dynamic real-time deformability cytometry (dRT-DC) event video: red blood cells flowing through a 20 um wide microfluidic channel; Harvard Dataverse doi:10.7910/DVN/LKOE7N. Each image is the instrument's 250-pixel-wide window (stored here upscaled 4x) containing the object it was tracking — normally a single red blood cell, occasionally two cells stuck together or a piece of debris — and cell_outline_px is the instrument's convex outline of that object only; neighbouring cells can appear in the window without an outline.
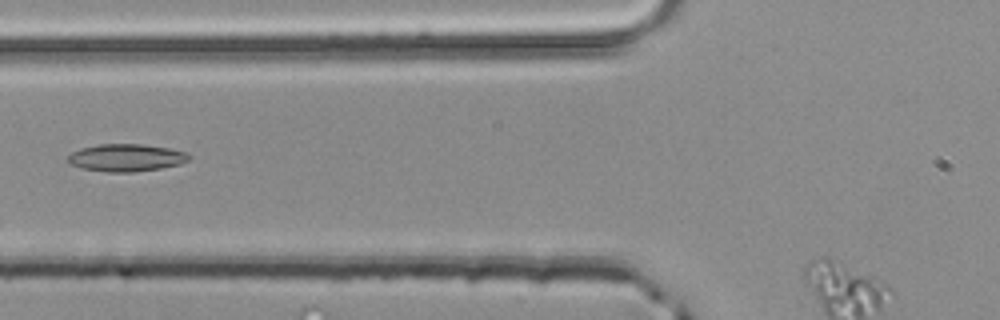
{"species": "common noctule bat (a hibernating species)", "species_latin": "Nyctalus noctula", "temperature_condition": "room temperature", "stored_images_in_passage": 5, "segment_of_instrument_passage": [1, 2], "camera_frame_rate_fps": 3000, "um_per_image_px": 0.085, "animal": {"sex": "male", "body_mass_g": 20.4}, "frame": {"image": 1, "passage_image": 4, "time_ms": 1.0, "image_size_px": [1000, 320], "cell_outline_px": [[192, 156], [188, 160], [180, 164], [160, 168], [132, 172], [108, 172], [84, 168], [68, 164], [68, 156], [72, 152], [80, 148], [100, 144], [144, 144], [168, 148], [188, 152]], "centroid_in_image_um": [10.74, 13.39], "position_along_channel_um": 115.1, "area_um2": 19.36}}